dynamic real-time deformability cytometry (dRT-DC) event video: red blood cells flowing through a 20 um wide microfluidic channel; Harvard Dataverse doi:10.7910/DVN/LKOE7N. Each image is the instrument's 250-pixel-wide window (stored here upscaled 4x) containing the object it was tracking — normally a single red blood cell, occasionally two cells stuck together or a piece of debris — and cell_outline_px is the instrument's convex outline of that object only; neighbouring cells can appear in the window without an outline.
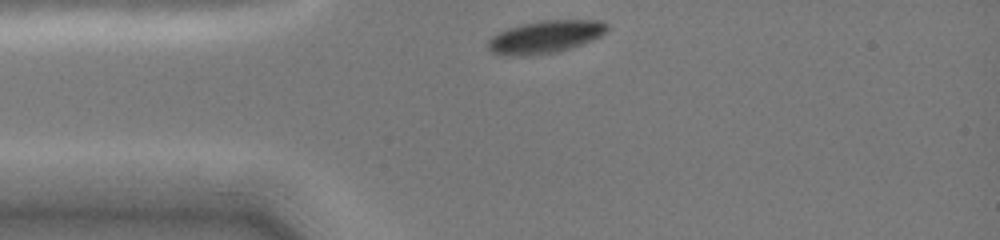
{"species": "common noctule bat (a hibernating species)", "species_latin": "Nyctalus noctula", "temperature_condition": "cold", "stored_images_in_passage": 7, "camera_frame_rate_fps": 3000, "um_per_image_px": 0.085, "animal": {"sex": "female", "body_mass_g": 19.0, "forearm_length_mm": 51.5}, "frame": {"image": 1, "passage_image": 1, "time_ms": 0.0, "image_size_px": [1000, 240], "cell_outline_px": [[608, 28], [600, 36], [592, 40], [556, 52], [492, 52], [488, 48], [488, 40], [492, 36], [508, 28], [520, 24], [540, 20], [604, 20], [608, 24]], "centroid_in_image_um": [46.45, 3.04], "position_along_channel_um": 38.5, "area_um2": 21.39}}